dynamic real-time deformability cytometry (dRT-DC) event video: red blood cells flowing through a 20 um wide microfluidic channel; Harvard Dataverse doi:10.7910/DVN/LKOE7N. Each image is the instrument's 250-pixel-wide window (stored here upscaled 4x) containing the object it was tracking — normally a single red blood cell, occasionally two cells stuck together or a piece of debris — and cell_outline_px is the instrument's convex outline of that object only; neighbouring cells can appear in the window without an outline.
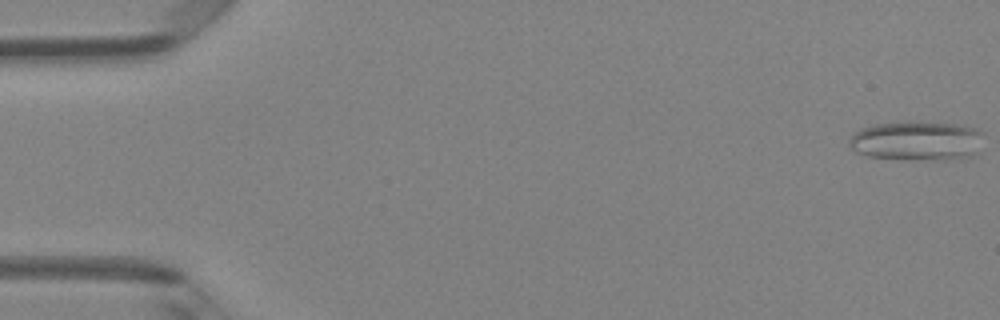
{"species": "Egyptian fruit bat (a non-hibernating species)", "species_latin": "Rousettus aegyptiacus", "temperature_condition": "room temperature", "stored_images_in_passage": 49, "camera_frame_rate_fps": 3000, "um_per_image_px": 0.085, "animal": {"sex": "female"}, "frame": {"image": 1, "passage_image": 1, "time_ms": 0.0, "image_size_px": [1000, 320], "cell_outline_px": [[984, 132], [976, 156], [944, 160], [908, 160], [868, 156], [856, 152], [848, 144], [848, 140], [852, 132], [876, 124], [900, 120], [912, 120], [956, 124], [976, 128]], "centroid_in_image_um": [77.94, 11.96], "position_along_channel_um": 7.1, "area_um2": 31.85}}
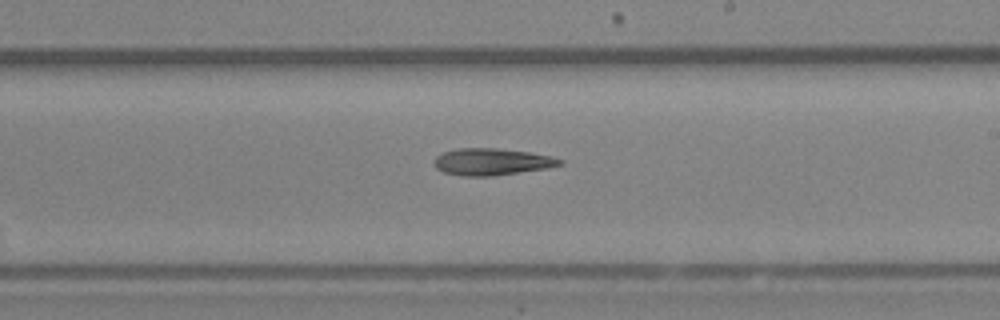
{"frame": {"image": 2, "passage_image": 29, "time_ms": 9.333, "image_size_px": [1000, 320], "cell_outline_px": [[564, 164], [544, 168], [492, 176], [464, 176], [444, 172], [436, 168], [436, 156], [444, 152], [460, 148], [496, 148], [528, 152], [552, 156], [564, 160]], "centroid_in_image_um": [41.83, 13.74], "position_along_channel_um": 247.2, "area_um2": 19.36}}
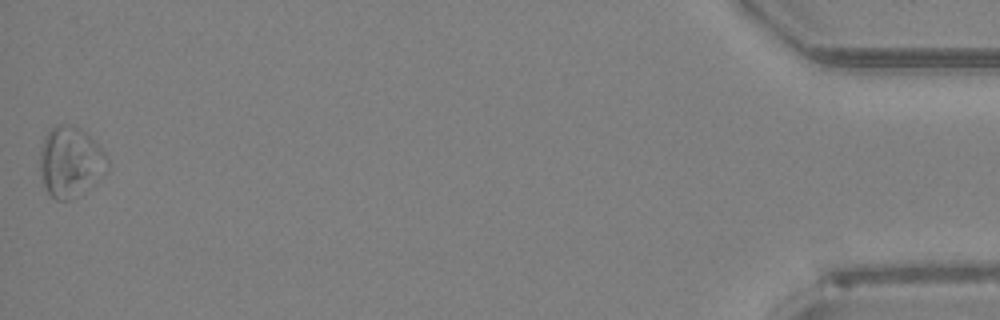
{"frame": {"image": 3, "passage_image": 49, "time_ms": 16.0, "image_size_px": [1000, 320], "cell_outline_px": [[108, 168], [104, 172], [76, 196], [68, 200], [56, 200], [44, 188], [40, 168], [40, 152], [44, 136], [52, 128], [60, 124], [76, 128], [84, 132], [108, 156]], "centroid_in_image_um": [5.94, 13.76], "position_along_channel_um": 429.3, "area_um2": 26.76}}